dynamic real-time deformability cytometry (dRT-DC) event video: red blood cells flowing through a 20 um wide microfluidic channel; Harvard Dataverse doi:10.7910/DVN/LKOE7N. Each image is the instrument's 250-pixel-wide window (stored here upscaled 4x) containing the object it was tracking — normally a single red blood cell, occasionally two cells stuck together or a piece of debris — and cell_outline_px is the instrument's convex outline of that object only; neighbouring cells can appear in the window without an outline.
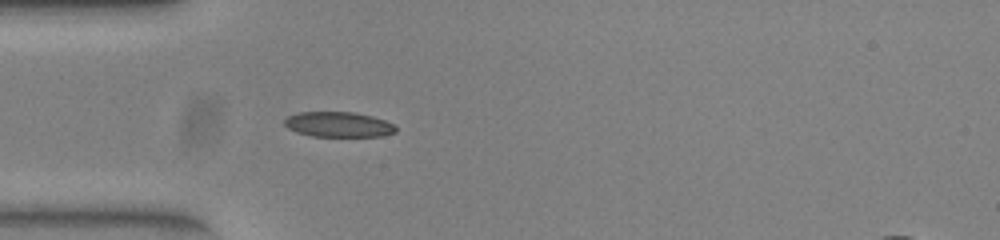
{"species": "common noctule bat (a hibernating species)", "species_latin": "Nyctalus noctula", "temperature_condition": "warm", "stored_images_in_passage": 49, "camera_frame_rate_fps": 3000, "um_per_image_px": 0.085, "animal": {"sex": "female", "body_mass_g": 23.0, "forearm_length_mm": 53.4}, "frame": {"image": 1, "passage_image": 13, "time_ms": 4.0, "image_size_px": [1000, 240], "cell_outline_px": [[396, 132], [384, 136], [312, 136], [296, 132], [288, 128], [284, 124], [284, 120], [288, 116], [296, 112], [356, 112], [372, 116], [384, 120], [392, 124], [396, 128]], "centroid_in_image_um": [28.75, 10.57], "position_along_channel_um": 56.2, "area_um2": 16.36}}
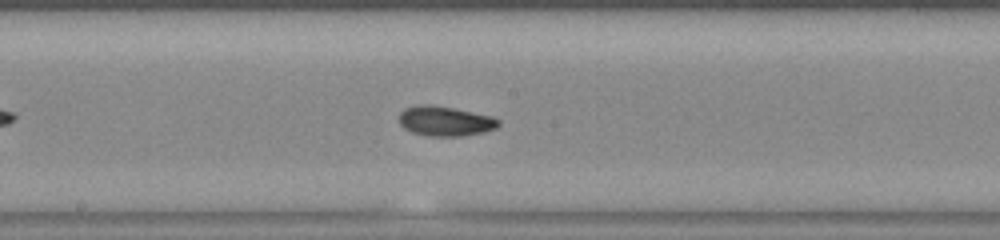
{"frame": {"image": 2, "passage_image": 25, "time_ms": 8.0, "image_size_px": [1000, 240], "cell_outline_px": [[500, 124], [496, 128], [484, 132], [464, 136], [428, 136], [412, 132], [404, 128], [400, 124], [400, 112], [404, 108], [420, 104], [428, 104], [452, 108], [492, 116], [500, 120]], "centroid_in_image_um": [37.84, 10.3], "position_along_channel_um": 210.4, "area_um2": 17.28}}
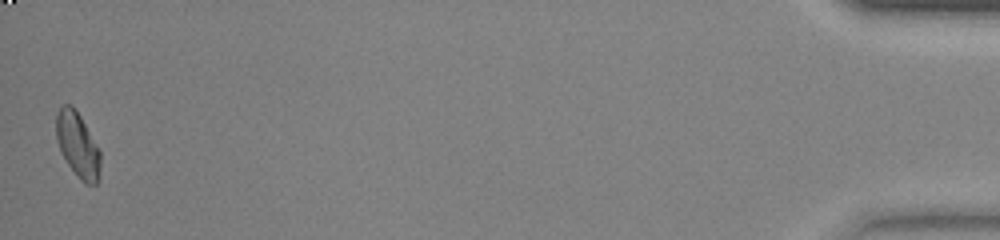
{"frame": {"image": 3, "passage_image": 49, "time_ms": 16.0, "image_size_px": [1000, 240], "cell_outline_px": [[100, 176], [96, 184], [84, 184], [80, 180], [68, 164], [60, 152], [56, 136], [56, 112], [64, 104], [72, 104], [76, 108], [100, 152]], "centroid_in_image_um": [6.59, 12.31], "position_along_channel_um": 428.6, "area_um2": 16.76}, "authors_computed_cell_mechanics": {"area_um2": 16.5886, "velocity_mm_per_s": 3.9577, "shape_relaxation_time_tau1_ms": 5.2644, "shape_relaxation_time_tau2_ms": 3.309, "deformation_change_tau1": 0.1559, "deformation_change_tau2": 0.0751}}